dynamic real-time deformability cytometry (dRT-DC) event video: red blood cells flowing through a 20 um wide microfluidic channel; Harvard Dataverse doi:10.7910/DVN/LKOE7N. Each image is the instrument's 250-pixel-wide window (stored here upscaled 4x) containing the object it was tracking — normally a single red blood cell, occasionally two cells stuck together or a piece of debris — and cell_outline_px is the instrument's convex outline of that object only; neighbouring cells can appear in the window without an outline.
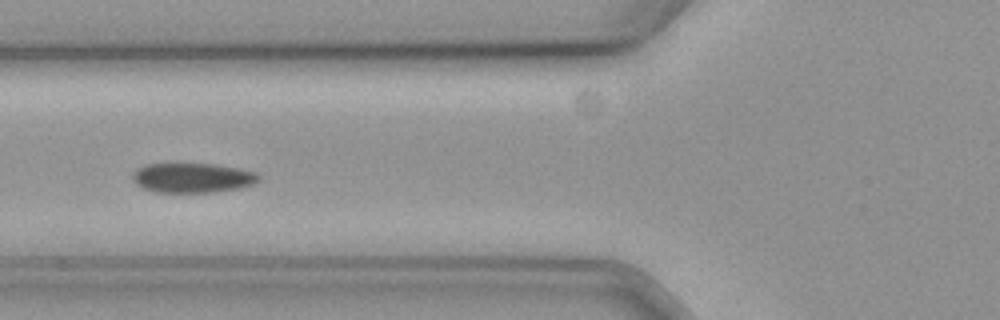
{"species": "common noctule bat (a hibernating species)", "species_latin": "Nyctalus noctula", "temperature_condition": "cold", "stored_images_in_passage": 60, "segment_of_instrument_passage": [1, 2], "camera_frame_rate_fps": 3000, "um_per_image_px": 0.085, "animal": {"sex": "female", "body_mass_g": 19.3, "forearm_length_mm": 54.1}, "frame": {"image": 1, "passage_image": 23, "time_ms": 7.333, "image_size_px": [1000, 320], "cell_outline_px": [[260, 180], [252, 184], [240, 188], [212, 192], [156, 192], [144, 188], [136, 184], [132, 180], [132, 172], [136, 168], [148, 164], [216, 164], [256, 172], [260, 176]], "centroid_in_image_um": [16.34, 15.11], "position_along_channel_um": 109.5, "area_um2": 21.79}}
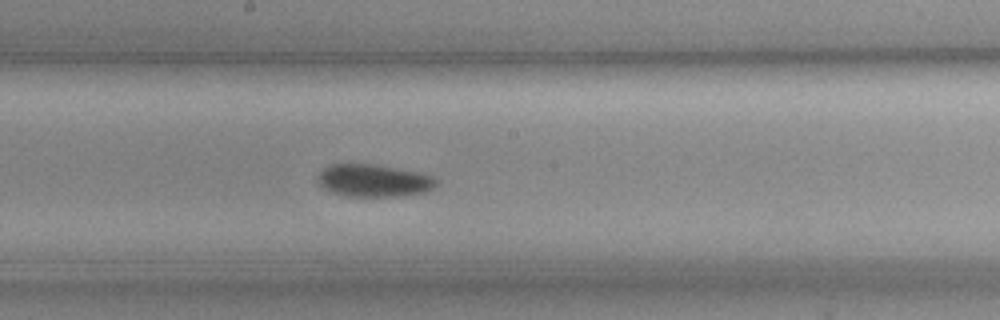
{"frame": {"image": 2, "passage_image": 32, "time_ms": 10.333, "image_size_px": [1000, 320], "cell_outline_px": [[436, 184], [432, 188], [424, 192], [404, 196], [344, 196], [332, 192], [316, 184], [316, 180], [320, 172], [324, 168], [332, 164], [372, 164], [420, 172], [432, 176], [436, 180]], "centroid_in_image_um": [31.73, 15.35], "position_along_channel_um": 216.5, "area_um2": 22.43}}
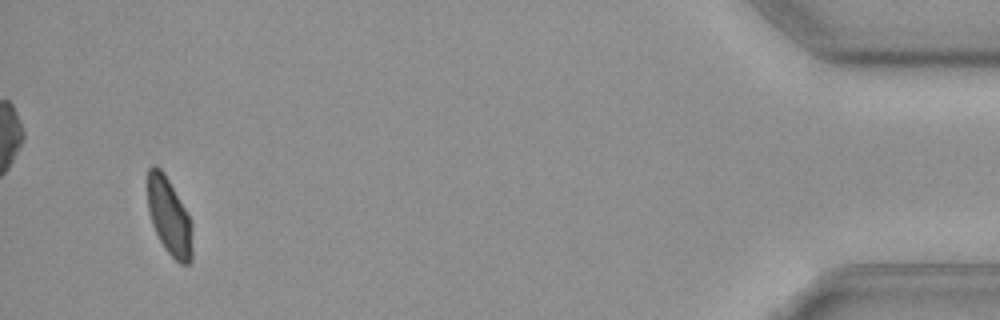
{"frame": {"image": 3, "passage_image": 56, "time_ms": 18.333, "image_size_px": [1000, 320], "cell_outline_px": [[192, 260], [188, 264], [180, 264], [164, 248], [152, 224], [148, 212], [148, 168], [152, 164], [156, 164], [164, 172], [184, 208], [192, 224]], "centroid_in_image_um": [14.37, 18.41], "position_along_channel_um": 420.8, "area_um2": 20.0}}